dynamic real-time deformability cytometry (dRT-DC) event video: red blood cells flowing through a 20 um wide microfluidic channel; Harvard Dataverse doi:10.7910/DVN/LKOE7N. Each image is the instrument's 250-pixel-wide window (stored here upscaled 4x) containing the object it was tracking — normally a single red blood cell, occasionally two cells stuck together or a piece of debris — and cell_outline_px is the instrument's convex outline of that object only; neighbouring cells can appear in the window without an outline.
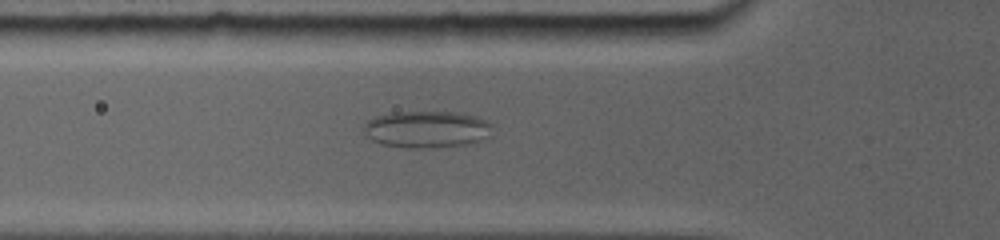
{"species": "common noctule bat (a hibernating species)", "species_latin": "Nyctalus noctula", "temperature_condition": "room temperature", "stored_images_in_passage": 5, "camera_frame_rate_fps": 5000, "um_per_image_px": 0.085, "animal": {"sex": "female", "body_mass_g": 19.0, "forearm_length_mm": 56.7}, "frame": {"image": 1, "passage_image": 5, "time_ms": 4.2, "image_size_px": [1000, 240], "cell_outline_px": [[488, 124], [476, 140], [456, 144], [384, 144], [372, 140], [368, 136], [364, 128], [368, 120], [376, 116], [396, 112], [448, 112], [476, 116], [484, 120]], "centroid_in_image_um": [36.1, 10.89], "position_along_channel_um": 89.7, "area_um2": 24.62}}